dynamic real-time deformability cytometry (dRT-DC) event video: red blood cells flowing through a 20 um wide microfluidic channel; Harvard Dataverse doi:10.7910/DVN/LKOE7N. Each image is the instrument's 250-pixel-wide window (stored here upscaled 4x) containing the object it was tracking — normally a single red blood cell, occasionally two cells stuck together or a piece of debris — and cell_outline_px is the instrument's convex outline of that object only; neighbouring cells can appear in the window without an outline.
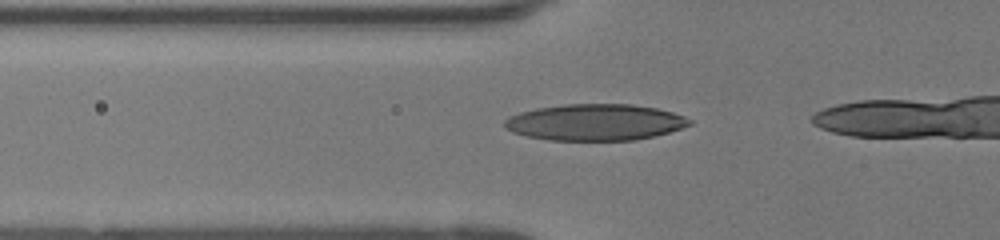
{"species": "human", "species_latin": "Homo sapiens", "temperature_condition": "room temperature", "stored_images_in_passage": 32, "camera_frame_rate_fps": 3000, "um_per_image_px": 0.085, "donor": {"sex": "female"}, "frame": {"image": 1, "passage_image": 12, "time_ms": 3.667, "image_size_px": [1000, 240], "cell_outline_px": [[692, 124], [668, 132], [636, 140], [548, 140], [528, 136], [512, 132], [504, 128], [504, 120], [508, 116], [520, 112], [536, 108], [564, 104], [632, 104], [656, 108], [672, 112], [684, 116], [692, 120]], "centroid_in_image_um": [50.55, 10.39], "position_along_channel_um": 75.2, "area_um2": 39.25}}
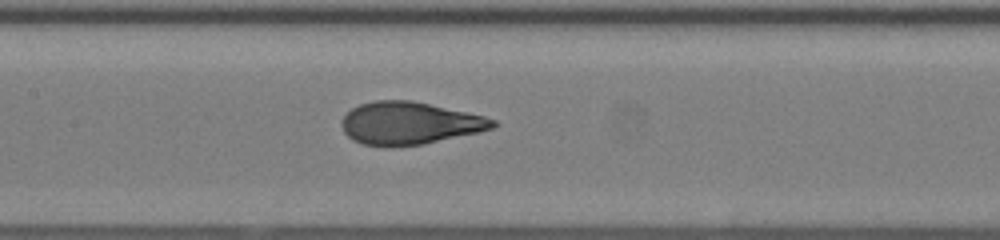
{"frame": {"image": 2, "passage_image": 19, "time_ms": 6.0, "image_size_px": [1000, 240], "cell_outline_px": [[496, 124], [492, 128], [476, 132], [424, 144], [392, 148], [384, 148], [360, 144], [352, 140], [344, 132], [340, 124], [340, 120], [352, 108], [360, 104], [376, 100], [412, 100], [484, 116], [496, 120]], "centroid_in_image_um": [34.72, 10.49], "position_along_channel_um": 172.7, "area_um2": 37.69}}
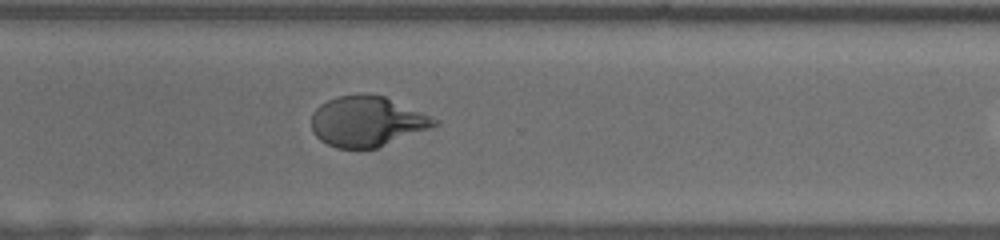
{"frame": {"image": 3, "passage_image": 31, "time_ms": 10.0, "image_size_px": [1000, 240], "cell_outline_px": [[440, 124], [376, 148], [336, 148], [320, 140], [312, 132], [312, 112], [320, 104], [336, 96], [384, 96], [440, 120]], "centroid_in_image_um": [31.18, 10.34], "position_along_channel_um": 339.4, "area_um2": 35.37}}